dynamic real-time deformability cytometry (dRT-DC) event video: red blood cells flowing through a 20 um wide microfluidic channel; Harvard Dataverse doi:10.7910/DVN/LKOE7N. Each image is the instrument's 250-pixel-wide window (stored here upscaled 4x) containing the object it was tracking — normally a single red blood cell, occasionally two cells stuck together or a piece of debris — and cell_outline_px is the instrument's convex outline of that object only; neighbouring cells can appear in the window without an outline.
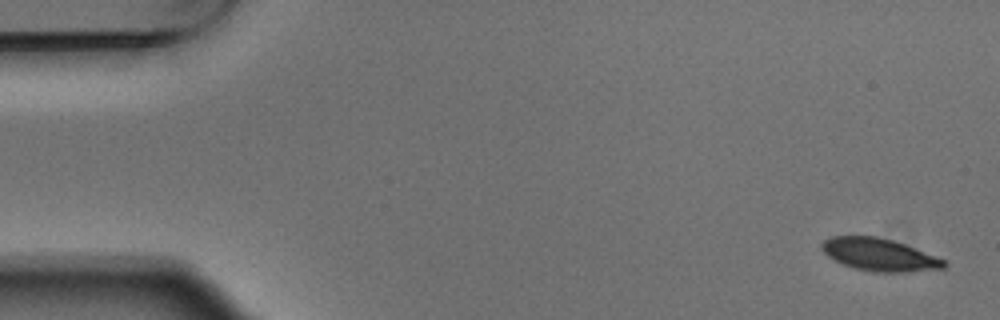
{"species": "Egyptian fruit bat (a non-hibernating species)", "species_latin": "Rousettus aegyptiacus", "temperature_condition": "warm", "stored_images_in_passage": 5, "camera_frame_rate_fps": 3000, "um_per_image_px": 0.085, "animal": {"sex": "male"}, "frame": {"image": 1, "passage_image": 1, "time_ms": 0.0, "image_size_px": [1000, 320], "cell_outline_px": [[948, 264], [944, 268], [904, 272], [872, 272], [856, 268], [844, 264], [828, 256], [820, 248], [820, 244], [824, 240], [832, 236], [876, 236], [892, 240], [916, 248], [944, 260]], "centroid_in_image_um": [74.73, 21.64], "position_along_channel_um": 10.3, "area_um2": 22.95}}
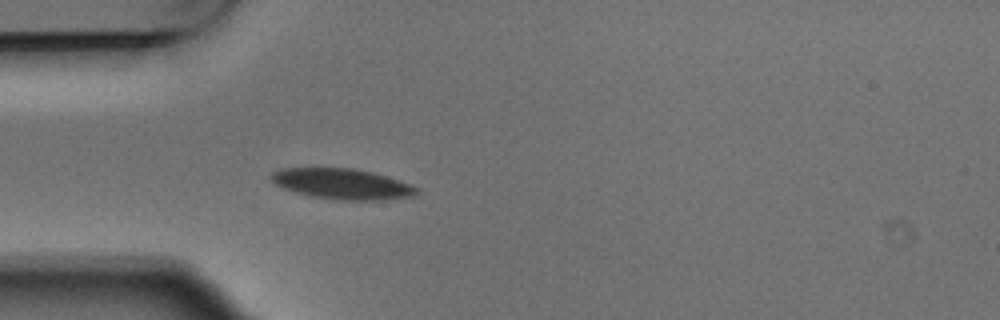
{"frame": {"image": 2, "passage_image": 5, "time_ms": 1.333, "image_size_px": [1000, 320], "cell_outline_px": [[420, 192], [412, 196], [384, 200], [336, 200], [312, 196], [296, 192], [284, 188], [276, 184], [272, 180], [272, 172], [280, 168], [352, 168], [372, 172], [420, 188]], "centroid_in_image_um": [29.09, 15.64], "position_along_channel_um": 55.9, "area_um2": 25.66}}